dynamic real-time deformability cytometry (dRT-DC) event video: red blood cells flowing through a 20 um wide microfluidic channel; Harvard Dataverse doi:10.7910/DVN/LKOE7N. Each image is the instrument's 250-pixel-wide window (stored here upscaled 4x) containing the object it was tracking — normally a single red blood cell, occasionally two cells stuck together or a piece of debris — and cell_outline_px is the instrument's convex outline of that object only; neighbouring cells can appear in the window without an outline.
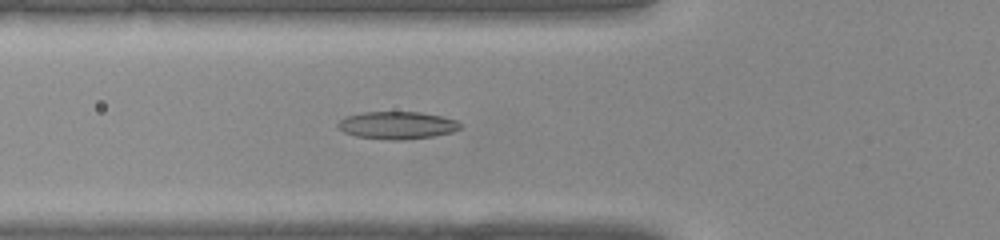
{"species": "common noctule bat (a hibernating species)", "species_latin": "Nyctalus noctula", "temperature_condition": "warm", "stored_images_in_passage": 40, "camera_frame_rate_fps": 3000, "um_per_image_px": 0.085, "animal": {"sex": "female", "body_mass_g": 22.0, "forearm_length_mm": 56.7}, "frame": {"image": 1, "passage_image": 15, "time_ms": 4.667, "image_size_px": [1000, 240], "cell_outline_px": [[460, 128], [452, 132], [432, 136], [404, 140], [388, 140], [356, 136], [344, 132], [336, 128], [336, 124], [344, 116], [360, 112], [420, 112], [440, 116], [456, 120], [460, 124]], "centroid_in_image_um": [33.68, 10.64], "position_along_channel_um": 92.1, "area_um2": 19.71}}
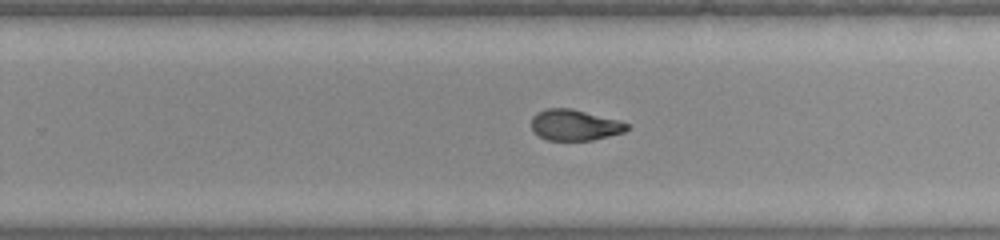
{"frame": {"image": 2, "passage_image": 26, "time_ms": 8.333, "image_size_px": [1000, 240], "cell_outline_px": [[632, 128], [624, 132], [592, 140], [548, 140], [532, 132], [532, 116], [548, 108], [572, 108], [620, 120], [628, 124]], "centroid_in_image_um": [48.88, 10.62], "position_along_channel_um": 280.9, "area_um2": 17.28}}
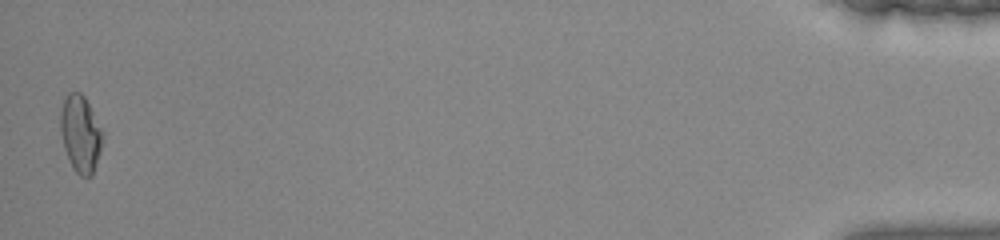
{"frame": {"image": 3, "passage_image": 40, "time_ms": 13.0, "image_size_px": [1000, 240], "cell_outline_px": [[100, 152], [92, 176], [80, 176], [72, 168], [64, 148], [60, 132], [60, 112], [64, 100], [68, 92], [80, 92], [84, 96], [100, 128]], "centroid_in_image_um": [6.79, 11.39], "position_along_channel_um": 428.4, "area_um2": 18.38}}